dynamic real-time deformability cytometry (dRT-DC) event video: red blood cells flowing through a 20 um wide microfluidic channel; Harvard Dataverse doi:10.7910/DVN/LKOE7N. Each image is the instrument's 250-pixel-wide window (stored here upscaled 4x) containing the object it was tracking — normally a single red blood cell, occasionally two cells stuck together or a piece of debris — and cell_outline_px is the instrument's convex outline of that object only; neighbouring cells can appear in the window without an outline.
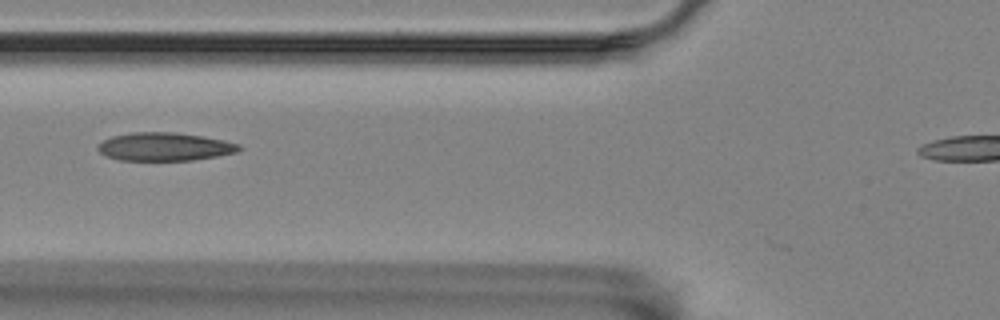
{"species": "Egyptian fruit bat (a non-hibernating species)", "species_latin": "Rousettus aegyptiacus", "temperature_condition": "room temperature", "stored_images_in_passage": 5, "camera_frame_rate_fps": 3000, "um_per_image_px": 0.085, "animal": {"sex": "female"}, "frame": {"image": 1, "passage_image": 3, "time_ms": 0.667, "image_size_px": [1000, 320], "cell_outline_px": [[244, 148], [236, 152], [216, 156], [192, 160], [120, 160], [104, 156], [96, 148], [104, 140], [112, 136], [132, 132], [176, 132], [224, 140], [240, 144]], "centroid_in_image_um": [13.99, 12.47], "position_along_channel_um": 111.8, "area_um2": 23.18}}
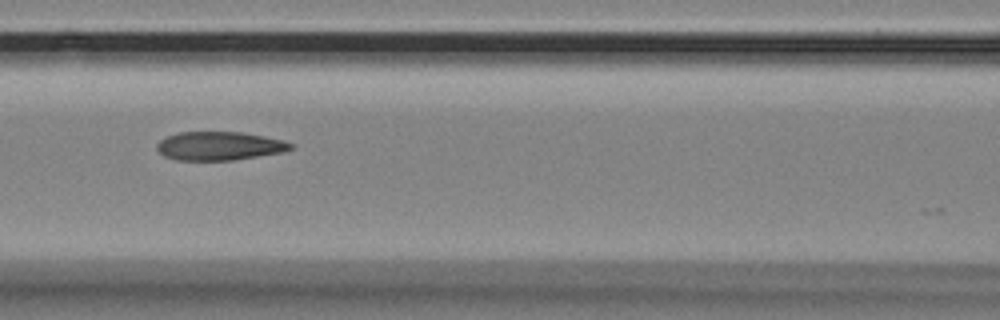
{"frame": {"image": 2, "passage_image": 4, "time_ms": 1.0, "image_size_px": [1000, 320], "cell_outline_px": [[296, 144], [292, 148], [284, 152], [232, 160], [176, 160], [164, 156], [156, 148], [156, 144], [160, 140], [168, 136], [180, 132], [240, 132], [264, 136], [284, 140]], "centroid_in_image_um": [18.67, 12.4], "position_along_channel_um": 147.9, "area_um2": 22.31}}
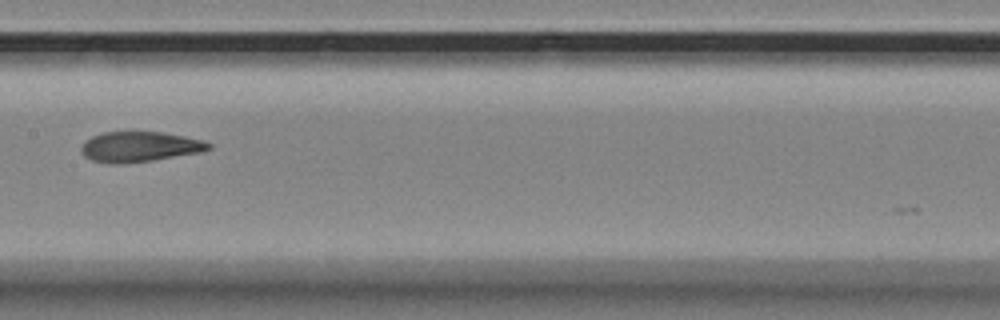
{"frame": {"image": 3, "passage_image": 5, "time_ms": 1.333, "image_size_px": [1000, 320], "cell_outline_px": [[212, 148], [204, 152], [152, 160], [124, 164], [108, 164], [92, 160], [84, 156], [80, 152], [80, 148], [84, 140], [92, 136], [104, 132], [160, 132], [184, 136], [204, 140], [212, 144]], "centroid_in_image_um": [11.87, 12.48], "position_along_channel_um": 195.5, "area_um2": 22.77}}